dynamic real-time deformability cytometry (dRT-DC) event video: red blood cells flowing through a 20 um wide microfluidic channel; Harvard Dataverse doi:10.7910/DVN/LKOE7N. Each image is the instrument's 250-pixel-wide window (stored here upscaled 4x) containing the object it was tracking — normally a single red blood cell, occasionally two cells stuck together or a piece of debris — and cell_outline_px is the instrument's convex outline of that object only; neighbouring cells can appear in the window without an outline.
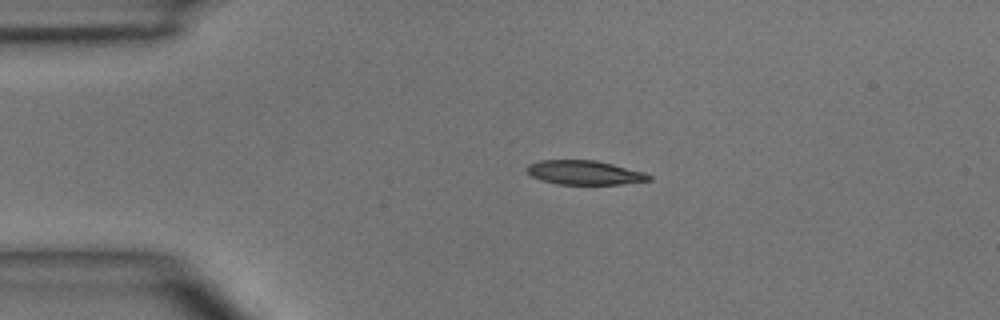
{"species": "common noctule bat (a hibernating species)", "species_latin": "Nyctalus noctula", "temperature_condition": "room temperature", "stored_images_in_passage": 1, "camera_frame_rate_fps": 3000, "um_per_image_px": 0.085, "animal": {"sex": "male", "body_mass_g": 15.6}, "frame": {"image": 1, "passage_image": 1, "time_ms": 0.0, "image_size_px": [1000, 320], "cell_outline_px": [[652, 180], [620, 184], [556, 184], [540, 180], [532, 176], [524, 168], [528, 164], [540, 160], [596, 160], [644, 172], [652, 176]], "centroid_in_image_um": [49.65, 14.67], "position_along_channel_um": 35.3, "area_um2": 17.22}}